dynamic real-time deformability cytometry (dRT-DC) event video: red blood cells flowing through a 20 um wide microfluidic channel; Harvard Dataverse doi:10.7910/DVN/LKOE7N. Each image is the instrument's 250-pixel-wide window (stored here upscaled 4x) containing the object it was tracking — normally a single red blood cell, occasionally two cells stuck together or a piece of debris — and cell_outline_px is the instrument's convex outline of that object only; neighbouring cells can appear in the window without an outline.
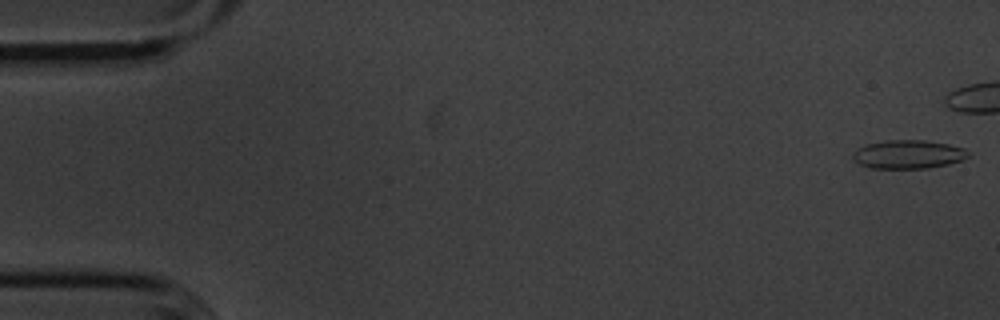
{"species": "common noctule bat (a hibernating species)", "species_latin": "Nyctalus noctula", "temperature_condition": "cold", "stored_images_in_passage": 44, "segment_of_instrument_passage": [1, 2], "camera_frame_rate_fps": 3000, "um_per_image_px": 0.085, "animal": {"sex": "male", "body_mass_g": 20.1, "forearm_length_mm": 53.5}, "frame": {"image": 1, "passage_image": 1, "time_ms": 0.0, "image_size_px": [1000, 320], "cell_outline_px": [[972, 156], [964, 160], [948, 164], [928, 168], [868, 168], [860, 164], [852, 156], [852, 152], [856, 148], [864, 144], [888, 140], [924, 140], [948, 144], [964, 148]], "centroid_in_image_um": [77.21, 13.12], "position_along_channel_um": 7.8, "area_um2": 19.42}}
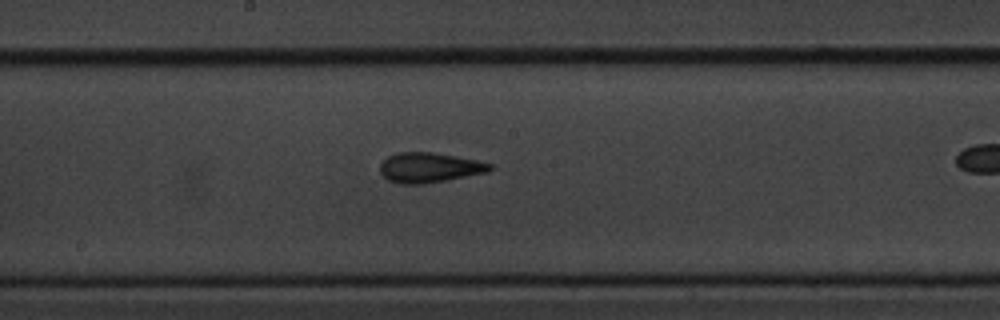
{"frame": {"image": 2, "passage_image": 29, "time_ms": 9.333, "image_size_px": [1000, 320], "cell_outline_px": [[492, 168], [488, 172], [424, 184], [400, 184], [388, 180], [380, 172], [380, 164], [388, 156], [396, 152], [432, 152], [456, 156], [476, 160], [492, 164]], "centroid_in_image_um": [36.47, 14.24], "position_along_channel_um": 211.7, "area_um2": 19.13}}
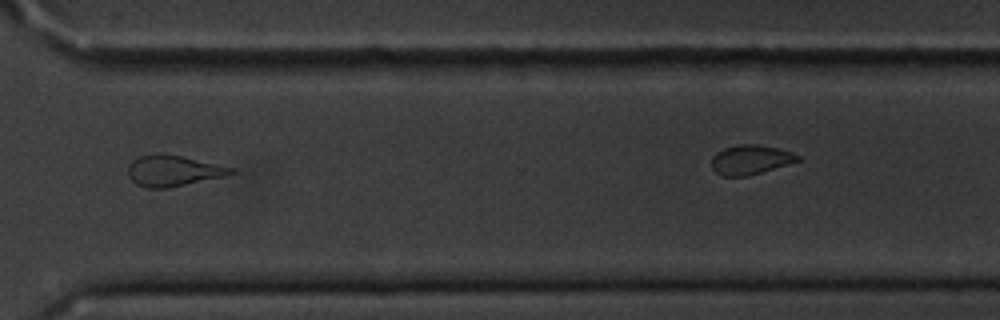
{"frame": {"image": 3, "passage_image": 41, "time_ms": 13.333, "image_size_px": [1000, 320], "cell_outline_px": [[236, 172], [224, 176], [168, 188], [148, 188], [136, 184], [128, 176], [128, 164], [132, 160], [140, 156], [180, 156], [236, 168]], "centroid_in_image_um": [14.73, 14.55], "position_along_channel_um": 355.9, "area_um2": 17.98}}